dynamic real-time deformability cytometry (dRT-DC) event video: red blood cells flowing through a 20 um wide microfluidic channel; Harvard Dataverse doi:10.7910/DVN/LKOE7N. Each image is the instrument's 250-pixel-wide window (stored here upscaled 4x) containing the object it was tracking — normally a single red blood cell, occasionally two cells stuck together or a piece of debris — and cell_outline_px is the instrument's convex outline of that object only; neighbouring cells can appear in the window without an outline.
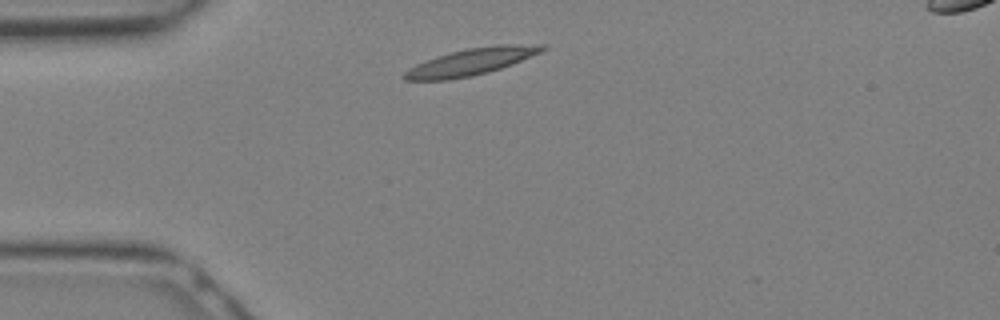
{"species": "Egyptian fruit bat (a non-hibernating species)", "species_latin": "Rousettus aegyptiacus", "temperature_condition": "warm", "stored_images_in_passage": 24, "segment_of_instrument_passage": [1, 2], "camera_frame_rate_fps": 3000, "um_per_image_px": 0.085, "animal": {"sex": "female"}, "frame": {"image": 1, "passage_image": 1, "time_ms": 0.0, "image_size_px": [1000, 320], "cell_outline_px": [[548, 48], [540, 52], [512, 64], [488, 72], [472, 76], [448, 80], [404, 80], [400, 76], [408, 68], [424, 60], [436, 56], [468, 48], [496, 44], [544, 44]], "centroid_in_image_um": [40.02, 5.25], "position_along_channel_um": 45.0, "area_um2": 21.68}}
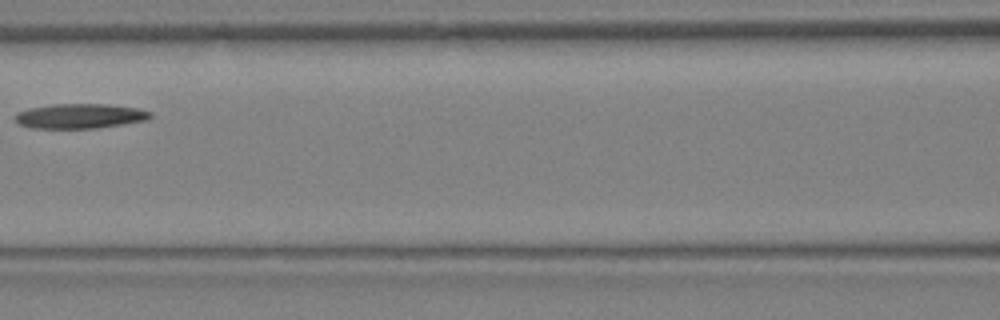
{"frame": {"image": 2, "passage_image": 7, "time_ms": 2.0, "image_size_px": [1000, 320], "cell_outline_px": [[152, 116], [148, 120], [96, 128], [32, 128], [20, 124], [16, 120], [16, 112], [28, 108], [52, 104], [108, 104], [136, 108], [152, 112]], "centroid_in_image_um": [6.8, 9.86], "position_along_channel_um": 159.8, "area_um2": 19.48}}
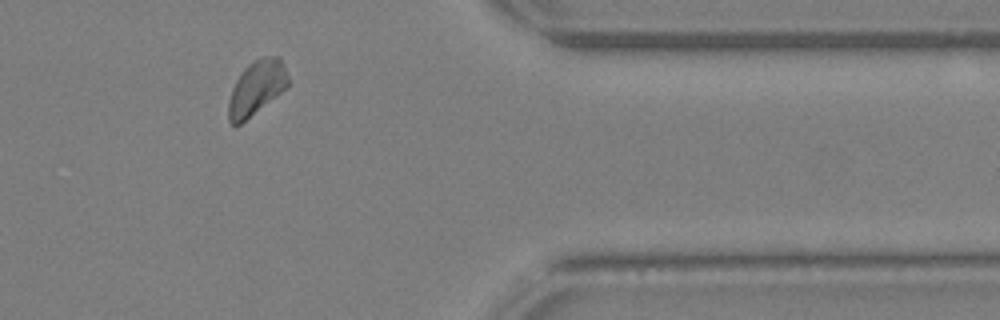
{"frame": {"image": 3, "passage_image": 18, "time_ms": 5.667, "image_size_px": [1000, 320], "cell_outline_px": [[288, 88], [240, 124], [232, 124], [228, 120], [228, 100], [232, 88], [236, 80], [244, 68], [248, 64], [260, 56], [280, 56], [288, 76]], "centroid_in_image_um": [21.81, 7.44], "position_along_channel_um": 389.6, "area_um2": 19.02}}